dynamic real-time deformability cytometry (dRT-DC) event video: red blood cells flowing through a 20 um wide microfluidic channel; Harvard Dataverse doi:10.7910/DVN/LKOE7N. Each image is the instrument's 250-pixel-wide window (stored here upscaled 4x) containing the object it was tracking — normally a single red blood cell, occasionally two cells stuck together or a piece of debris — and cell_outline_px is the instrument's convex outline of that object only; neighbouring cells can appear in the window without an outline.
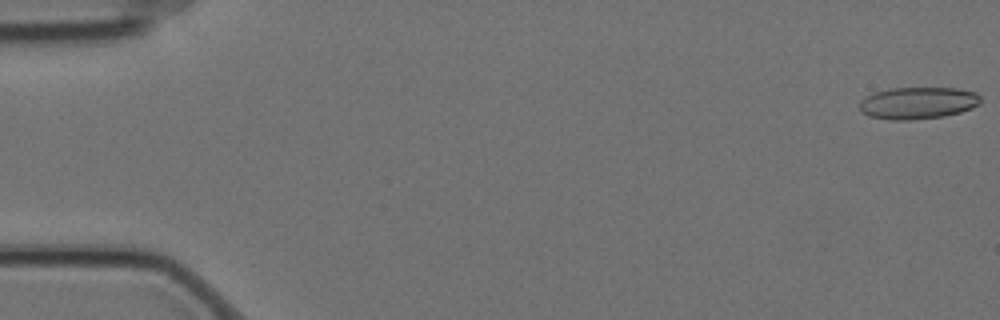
{"species": "Egyptian fruit bat (a non-hibernating species)", "species_latin": "Rousettus aegyptiacus", "temperature_condition": "cold", "stored_images_in_passage": 7, "camera_frame_rate_fps": 3000, "um_per_image_px": 0.085, "animal": {"sex": "female"}, "frame": {"image": 1, "passage_image": 1, "time_ms": 0.0, "image_size_px": [1000, 320], "cell_outline_px": [[980, 104], [972, 108], [960, 112], [944, 116], [908, 120], [892, 120], [868, 116], [860, 112], [860, 100], [876, 92], [892, 88], [956, 88], [976, 92], [980, 96]], "centroid_in_image_um": [78.03, 8.76], "position_along_channel_um": 7.0, "area_um2": 22.54}}
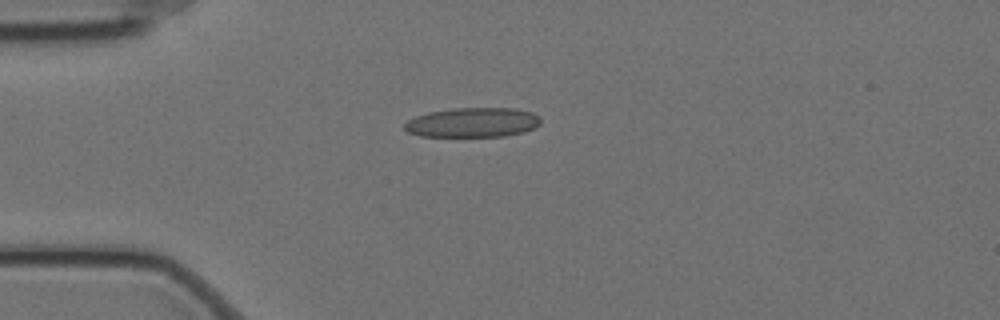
{"frame": {"image": 2, "passage_image": 5, "time_ms": 1.333, "image_size_px": [1000, 320], "cell_outline_px": [[540, 124], [524, 132], [504, 136], [420, 136], [408, 132], [404, 128], [404, 124], [408, 120], [416, 116], [428, 112], [456, 108], [512, 108], [532, 112], [540, 116]], "centroid_in_image_um": [40.18, 10.4], "position_along_channel_um": 44.8, "area_um2": 23.41}}
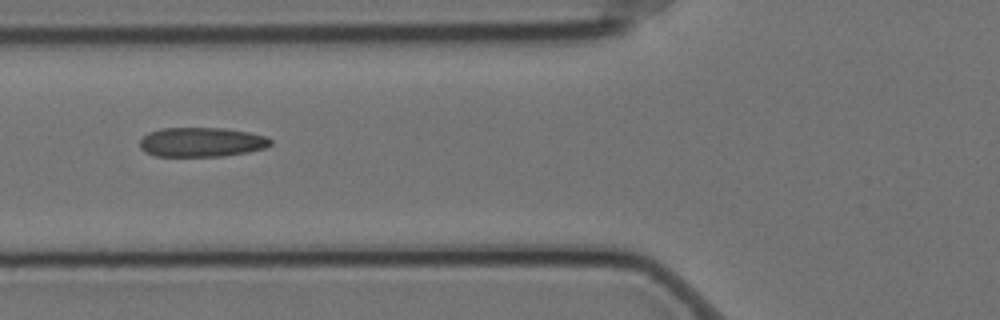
{"frame": {"image": 3, "passage_image": 7, "time_ms": 2.0, "image_size_px": [1000, 320], "cell_outline_px": [[272, 144], [264, 148], [248, 152], [224, 156], [156, 156], [144, 152], [140, 148], [140, 140], [148, 132], [160, 128], [224, 128], [248, 132], [264, 136], [272, 140]], "centroid_in_image_um": [17.11, 12.08], "position_along_channel_um": 108.7, "area_um2": 22.48}}